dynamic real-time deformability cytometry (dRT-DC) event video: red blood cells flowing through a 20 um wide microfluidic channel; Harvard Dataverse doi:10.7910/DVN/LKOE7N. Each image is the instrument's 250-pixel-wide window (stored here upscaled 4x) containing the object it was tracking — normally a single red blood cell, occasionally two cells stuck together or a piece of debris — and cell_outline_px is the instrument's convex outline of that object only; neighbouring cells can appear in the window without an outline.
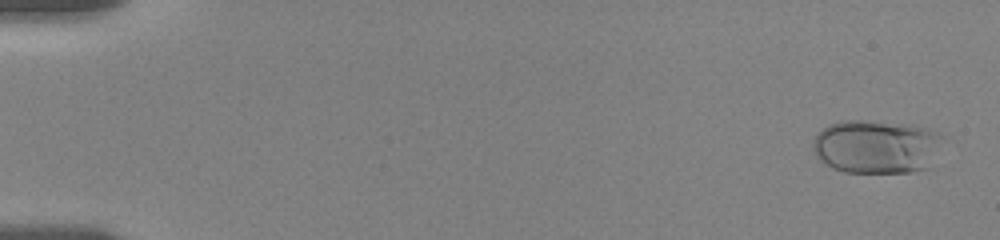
{"species": "human", "species_latin": "Homo sapiens", "temperature_condition": "room temperature", "stored_images_in_passage": 21, "camera_frame_rate_fps": 3000, "um_per_image_px": 0.085, "donor": {"sex": "female"}, "frame": {"image": 1, "passage_image": 2, "time_ms": 0.333, "image_size_px": [1000, 240], "cell_outline_px": [[940, 136], [928, 168], [908, 172], [844, 172], [832, 168], [820, 160], [816, 156], [812, 148], [812, 140], [816, 132], [828, 124], [844, 120], [864, 120], [912, 124], [928, 128], [940, 132]], "centroid_in_image_um": [74.39, 12.44], "position_along_channel_um": 10.6, "area_um2": 40.58}}
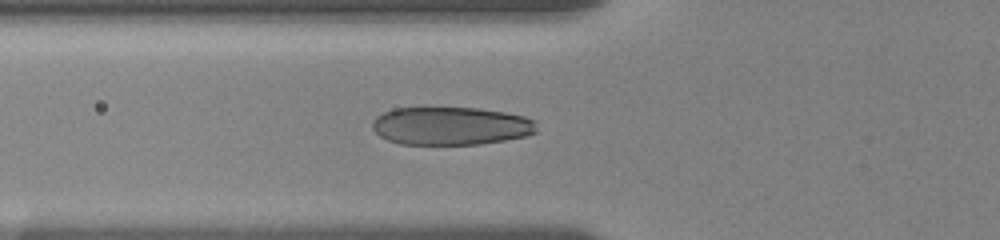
{"frame": {"image": 2, "passage_image": 16, "time_ms": 6.667, "image_size_px": [1000, 240], "cell_outline_px": [[536, 132], [524, 136], [504, 140], [480, 144], [400, 144], [388, 140], [380, 136], [372, 128], [372, 120], [376, 116], [384, 112], [396, 108], [424, 104], [480, 108], [504, 112], [524, 116], [536, 120]], "centroid_in_image_um": [38.27, 10.65], "position_along_channel_um": 87.5, "area_um2": 37.69}}
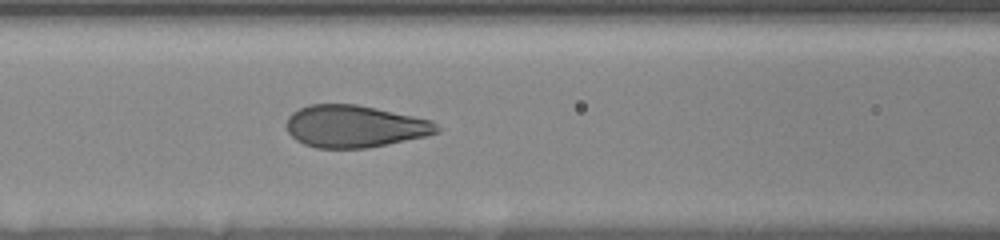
{"frame": {"image": 3, "passage_image": 21, "time_ms": 8.0, "image_size_px": [1000, 240], "cell_outline_px": [[440, 132], [428, 136], [368, 148], [316, 148], [304, 144], [296, 140], [288, 132], [284, 124], [288, 116], [292, 112], [308, 104], [356, 104], [376, 108], [432, 120], [440, 128]], "centroid_in_image_um": [30.14, 10.74], "position_along_channel_um": 136.5, "area_um2": 37.28}}